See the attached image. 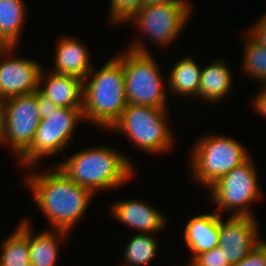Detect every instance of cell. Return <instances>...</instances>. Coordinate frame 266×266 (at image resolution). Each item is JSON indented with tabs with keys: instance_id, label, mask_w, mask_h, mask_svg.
Returning a JSON list of instances; mask_svg holds the SVG:
<instances>
[{
	"instance_id": "6da1fadb",
	"label": "cell",
	"mask_w": 266,
	"mask_h": 266,
	"mask_svg": "<svg viewBox=\"0 0 266 266\" xmlns=\"http://www.w3.org/2000/svg\"><path fill=\"white\" fill-rule=\"evenodd\" d=\"M50 167L46 173L26 174L24 184L34 194L36 205L52 225L51 229L70 232L86 213L94 194L69 179L56 165Z\"/></svg>"
},
{
	"instance_id": "7a4b0ae2",
	"label": "cell",
	"mask_w": 266,
	"mask_h": 266,
	"mask_svg": "<svg viewBox=\"0 0 266 266\" xmlns=\"http://www.w3.org/2000/svg\"><path fill=\"white\" fill-rule=\"evenodd\" d=\"M52 165L94 195L128 182L135 172L130 157L107 145L82 149Z\"/></svg>"
},
{
	"instance_id": "3957f363",
	"label": "cell",
	"mask_w": 266,
	"mask_h": 266,
	"mask_svg": "<svg viewBox=\"0 0 266 266\" xmlns=\"http://www.w3.org/2000/svg\"><path fill=\"white\" fill-rule=\"evenodd\" d=\"M122 62L112 57L83 80V117L96 127L110 130L127 106Z\"/></svg>"
},
{
	"instance_id": "277c9868",
	"label": "cell",
	"mask_w": 266,
	"mask_h": 266,
	"mask_svg": "<svg viewBox=\"0 0 266 266\" xmlns=\"http://www.w3.org/2000/svg\"><path fill=\"white\" fill-rule=\"evenodd\" d=\"M139 41H133L128 49L115 55L122 62L127 103L167 108L168 89L164 86L167 82L152 53Z\"/></svg>"
},
{
	"instance_id": "5b68a950",
	"label": "cell",
	"mask_w": 266,
	"mask_h": 266,
	"mask_svg": "<svg viewBox=\"0 0 266 266\" xmlns=\"http://www.w3.org/2000/svg\"><path fill=\"white\" fill-rule=\"evenodd\" d=\"M168 112L167 108L127 104L110 129L127 135L128 140L148 154H161L169 151L174 143V133L168 125Z\"/></svg>"
},
{
	"instance_id": "8992f818",
	"label": "cell",
	"mask_w": 266,
	"mask_h": 266,
	"mask_svg": "<svg viewBox=\"0 0 266 266\" xmlns=\"http://www.w3.org/2000/svg\"><path fill=\"white\" fill-rule=\"evenodd\" d=\"M191 152V175L207 190L250 157L241 142L211 133L197 140Z\"/></svg>"
},
{
	"instance_id": "52a82bcc",
	"label": "cell",
	"mask_w": 266,
	"mask_h": 266,
	"mask_svg": "<svg viewBox=\"0 0 266 266\" xmlns=\"http://www.w3.org/2000/svg\"><path fill=\"white\" fill-rule=\"evenodd\" d=\"M81 120L84 121L82 109L57 106L55 110L48 112V116L40 120L31 146L19 157L18 162L22 167L35 170L42 158L65 149Z\"/></svg>"
},
{
	"instance_id": "ba28073f",
	"label": "cell",
	"mask_w": 266,
	"mask_h": 266,
	"mask_svg": "<svg viewBox=\"0 0 266 266\" xmlns=\"http://www.w3.org/2000/svg\"><path fill=\"white\" fill-rule=\"evenodd\" d=\"M251 157L208 189L219 215H222L223 211H231L230 216L253 217L249 205L262 196V190L259 188L257 169Z\"/></svg>"
},
{
	"instance_id": "9c48e42d",
	"label": "cell",
	"mask_w": 266,
	"mask_h": 266,
	"mask_svg": "<svg viewBox=\"0 0 266 266\" xmlns=\"http://www.w3.org/2000/svg\"><path fill=\"white\" fill-rule=\"evenodd\" d=\"M192 11L190 2L144 5L124 23H133L156 46L167 47L182 33Z\"/></svg>"
},
{
	"instance_id": "30bf717a",
	"label": "cell",
	"mask_w": 266,
	"mask_h": 266,
	"mask_svg": "<svg viewBox=\"0 0 266 266\" xmlns=\"http://www.w3.org/2000/svg\"><path fill=\"white\" fill-rule=\"evenodd\" d=\"M5 127L1 144L8 143L19 158L32 144L40 123L36 91L4 100Z\"/></svg>"
},
{
	"instance_id": "8fae6325",
	"label": "cell",
	"mask_w": 266,
	"mask_h": 266,
	"mask_svg": "<svg viewBox=\"0 0 266 266\" xmlns=\"http://www.w3.org/2000/svg\"><path fill=\"white\" fill-rule=\"evenodd\" d=\"M16 47L0 50V99L30 94L38 89L42 66L32 59L14 57Z\"/></svg>"
},
{
	"instance_id": "7c38bea8",
	"label": "cell",
	"mask_w": 266,
	"mask_h": 266,
	"mask_svg": "<svg viewBox=\"0 0 266 266\" xmlns=\"http://www.w3.org/2000/svg\"><path fill=\"white\" fill-rule=\"evenodd\" d=\"M219 221V247L229 265L244 259L263 239L255 217L230 216Z\"/></svg>"
},
{
	"instance_id": "4fadbf2b",
	"label": "cell",
	"mask_w": 266,
	"mask_h": 266,
	"mask_svg": "<svg viewBox=\"0 0 266 266\" xmlns=\"http://www.w3.org/2000/svg\"><path fill=\"white\" fill-rule=\"evenodd\" d=\"M111 206V212L116 220L128 228H134L137 233L154 234L167 225L164 214L141 199L119 200Z\"/></svg>"
},
{
	"instance_id": "5bb4252c",
	"label": "cell",
	"mask_w": 266,
	"mask_h": 266,
	"mask_svg": "<svg viewBox=\"0 0 266 266\" xmlns=\"http://www.w3.org/2000/svg\"><path fill=\"white\" fill-rule=\"evenodd\" d=\"M43 69L39 74L38 89L58 107L83 109V80Z\"/></svg>"
},
{
	"instance_id": "9a60e30c",
	"label": "cell",
	"mask_w": 266,
	"mask_h": 266,
	"mask_svg": "<svg viewBox=\"0 0 266 266\" xmlns=\"http://www.w3.org/2000/svg\"><path fill=\"white\" fill-rule=\"evenodd\" d=\"M55 50V67L50 71L84 80L92 70L88 47L78 38L62 36L57 41Z\"/></svg>"
},
{
	"instance_id": "2e32d148",
	"label": "cell",
	"mask_w": 266,
	"mask_h": 266,
	"mask_svg": "<svg viewBox=\"0 0 266 266\" xmlns=\"http://www.w3.org/2000/svg\"><path fill=\"white\" fill-rule=\"evenodd\" d=\"M221 215L200 214L192 217L184 229V241L192 252L190 261L201 252L212 250L219 245V221Z\"/></svg>"
},
{
	"instance_id": "e0dca14e",
	"label": "cell",
	"mask_w": 266,
	"mask_h": 266,
	"mask_svg": "<svg viewBox=\"0 0 266 266\" xmlns=\"http://www.w3.org/2000/svg\"><path fill=\"white\" fill-rule=\"evenodd\" d=\"M223 59L214 60L210 65L201 68L199 91L196 99L207 103H216L231 93L233 75Z\"/></svg>"
},
{
	"instance_id": "ac0fdd59",
	"label": "cell",
	"mask_w": 266,
	"mask_h": 266,
	"mask_svg": "<svg viewBox=\"0 0 266 266\" xmlns=\"http://www.w3.org/2000/svg\"><path fill=\"white\" fill-rule=\"evenodd\" d=\"M28 222V245L31 266H56L60 243L68 236L69 232L63 230H42L33 232L30 220Z\"/></svg>"
},
{
	"instance_id": "d6986e66",
	"label": "cell",
	"mask_w": 266,
	"mask_h": 266,
	"mask_svg": "<svg viewBox=\"0 0 266 266\" xmlns=\"http://www.w3.org/2000/svg\"><path fill=\"white\" fill-rule=\"evenodd\" d=\"M196 60L185 56L178 60L167 77L168 94L182 97H197L201 78V68ZM170 91V92H169ZM189 96V97H188Z\"/></svg>"
},
{
	"instance_id": "ffe728a7",
	"label": "cell",
	"mask_w": 266,
	"mask_h": 266,
	"mask_svg": "<svg viewBox=\"0 0 266 266\" xmlns=\"http://www.w3.org/2000/svg\"><path fill=\"white\" fill-rule=\"evenodd\" d=\"M26 4L23 0H0V44L18 47L25 23Z\"/></svg>"
},
{
	"instance_id": "44dd1931",
	"label": "cell",
	"mask_w": 266,
	"mask_h": 266,
	"mask_svg": "<svg viewBox=\"0 0 266 266\" xmlns=\"http://www.w3.org/2000/svg\"><path fill=\"white\" fill-rule=\"evenodd\" d=\"M0 266H31L28 245V222L23 219L1 243Z\"/></svg>"
},
{
	"instance_id": "7402d4cb",
	"label": "cell",
	"mask_w": 266,
	"mask_h": 266,
	"mask_svg": "<svg viewBox=\"0 0 266 266\" xmlns=\"http://www.w3.org/2000/svg\"><path fill=\"white\" fill-rule=\"evenodd\" d=\"M157 240L151 233H139L132 236L124 250L123 266H144L153 261L158 252Z\"/></svg>"
},
{
	"instance_id": "603a6c76",
	"label": "cell",
	"mask_w": 266,
	"mask_h": 266,
	"mask_svg": "<svg viewBox=\"0 0 266 266\" xmlns=\"http://www.w3.org/2000/svg\"><path fill=\"white\" fill-rule=\"evenodd\" d=\"M246 36L241 69L252 79L266 85V47L258 44L249 34Z\"/></svg>"
},
{
	"instance_id": "cb8c5ba5",
	"label": "cell",
	"mask_w": 266,
	"mask_h": 266,
	"mask_svg": "<svg viewBox=\"0 0 266 266\" xmlns=\"http://www.w3.org/2000/svg\"><path fill=\"white\" fill-rule=\"evenodd\" d=\"M145 5V0H111L110 23L124 24L137 10Z\"/></svg>"
},
{
	"instance_id": "d4e9b609",
	"label": "cell",
	"mask_w": 266,
	"mask_h": 266,
	"mask_svg": "<svg viewBox=\"0 0 266 266\" xmlns=\"http://www.w3.org/2000/svg\"><path fill=\"white\" fill-rule=\"evenodd\" d=\"M191 262L195 266H230L229 263L225 261L219 246L214 247L212 250L201 252L195 256Z\"/></svg>"
},
{
	"instance_id": "484cf974",
	"label": "cell",
	"mask_w": 266,
	"mask_h": 266,
	"mask_svg": "<svg viewBox=\"0 0 266 266\" xmlns=\"http://www.w3.org/2000/svg\"><path fill=\"white\" fill-rule=\"evenodd\" d=\"M231 266H266V241L262 240L244 259Z\"/></svg>"
},
{
	"instance_id": "4316f807",
	"label": "cell",
	"mask_w": 266,
	"mask_h": 266,
	"mask_svg": "<svg viewBox=\"0 0 266 266\" xmlns=\"http://www.w3.org/2000/svg\"><path fill=\"white\" fill-rule=\"evenodd\" d=\"M245 33L249 34L258 44L266 47V14Z\"/></svg>"
},
{
	"instance_id": "83f0119b",
	"label": "cell",
	"mask_w": 266,
	"mask_h": 266,
	"mask_svg": "<svg viewBox=\"0 0 266 266\" xmlns=\"http://www.w3.org/2000/svg\"><path fill=\"white\" fill-rule=\"evenodd\" d=\"M36 99H37L38 110H39V115L41 119L46 118V116H48V112H50L51 110H55L57 107L39 89L36 90Z\"/></svg>"
},
{
	"instance_id": "f1b7e54d",
	"label": "cell",
	"mask_w": 266,
	"mask_h": 266,
	"mask_svg": "<svg viewBox=\"0 0 266 266\" xmlns=\"http://www.w3.org/2000/svg\"><path fill=\"white\" fill-rule=\"evenodd\" d=\"M253 97L251 102L256 109V112L266 118V85L262 86L260 90Z\"/></svg>"
},
{
	"instance_id": "f546056e",
	"label": "cell",
	"mask_w": 266,
	"mask_h": 266,
	"mask_svg": "<svg viewBox=\"0 0 266 266\" xmlns=\"http://www.w3.org/2000/svg\"><path fill=\"white\" fill-rule=\"evenodd\" d=\"M5 127V102L0 99V144L2 142V137Z\"/></svg>"
},
{
	"instance_id": "4dcf8cb0",
	"label": "cell",
	"mask_w": 266,
	"mask_h": 266,
	"mask_svg": "<svg viewBox=\"0 0 266 266\" xmlns=\"http://www.w3.org/2000/svg\"><path fill=\"white\" fill-rule=\"evenodd\" d=\"M167 2H189V0H145V5L161 4Z\"/></svg>"
},
{
	"instance_id": "1f68e13d",
	"label": "cell",
	"mask_w": 266,
	"mask_h": 266,
	"mask_svg": "<svg viewBox=\"0 0 266 266\" xmlns=\"http://www.w3.org/2000/svg\"><path fill=\"white\" fill-rule=\"evenodd\" d=\"M188 266H195V265L189 260Z\"/></svg>"
}]
</instances>
